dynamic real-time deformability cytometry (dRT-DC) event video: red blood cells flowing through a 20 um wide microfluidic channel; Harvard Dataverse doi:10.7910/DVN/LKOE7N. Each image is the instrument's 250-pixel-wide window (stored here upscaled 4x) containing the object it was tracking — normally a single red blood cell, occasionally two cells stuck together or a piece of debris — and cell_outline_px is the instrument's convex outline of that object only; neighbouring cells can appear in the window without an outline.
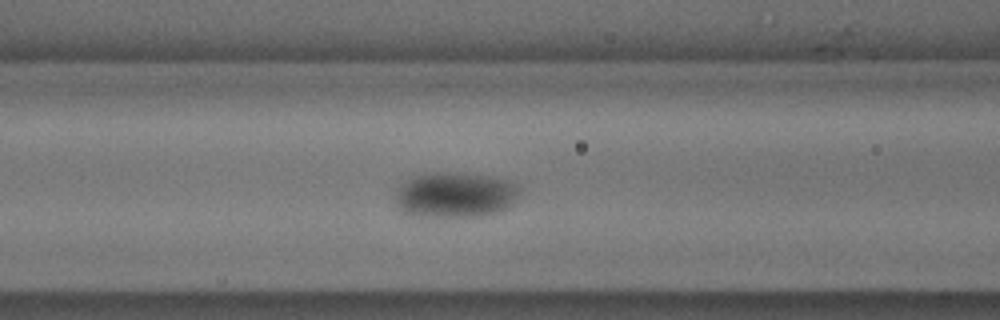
{"species": "common noctule bat (a hibernating species)", "species_latin": "Nyctalus noctula", "temperature_condition": "cold", "stored_images_in_passage": 37, "camera_frame_rate_fps": 3000, "um_per_image_px": 0.085, "animal": {"sex": "male", "body_mass_g": 18.8}, "frame": {"image": 1, "passage_image": 6, "time_ms": 1.667, "image_size_px": [1000, 320], "cell_outline_px": [[520, 192], [516, 200], [508, 208], [496, 212], [480, 216], [428, 216], [404, 212], [396, 204], [396, 188], [400, 184], [416, 176], [436, 172], [456, 172], [496, 176], [508, 180], [516, 184], [520, 188]], "centroid_in_image_um": [38.75, 16.54], "position_along_channel_um": 127.9, "area_um2": 32.89}}
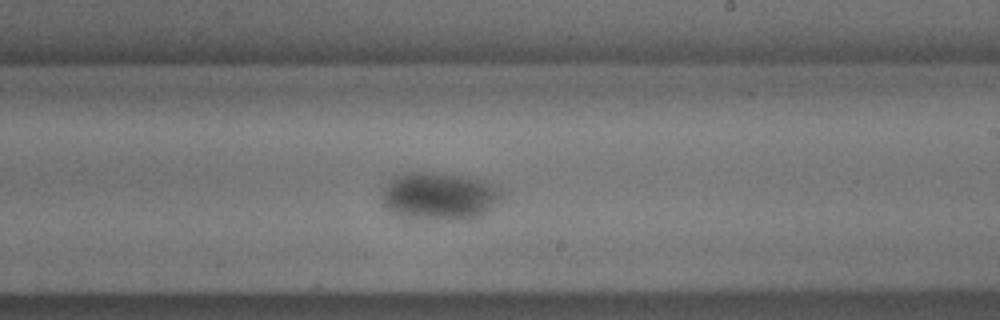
{"frame": {"image": 2, "passage_image": 16, "time_ms": 5.0, "image_size_px": [1000, 320], "cell_outline_px": [[504, 196], [492, 208], [480, 216], [444, 220], [400, 216], [388, 212], [380, 204], [380, 196], [384, 184], [392, 176], [404, 172], [432, 172], [460, 176], [484, 180], [500, 188], [504, 192]], "centroid_in_image_um": [37.26, 16.66], "position_along_channel_um": 251.7, "area_um2": 33.87}}
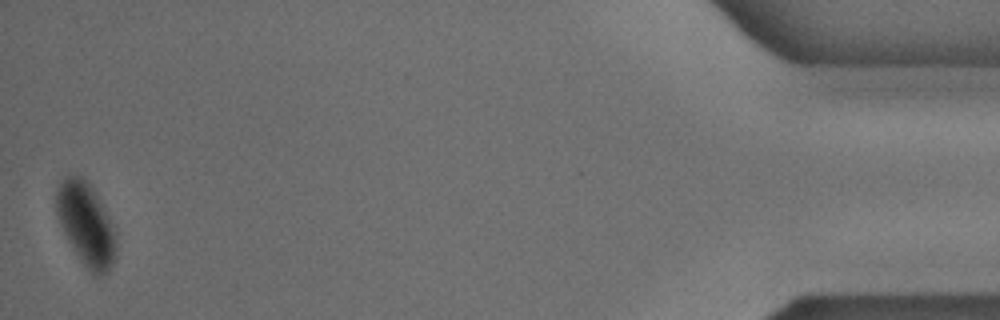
{"frame": {"image": 3, "passage_image": 37, "time_ms": 12.0, "image_size_px": [1000, 320], "cell_outline_px": [[116, 260], [108, 272], [104, 276], [96, 276], [84, 264], [72, 248], [60, 224], [56, 212], [56, 192], [60, 184], [68, 176], [80, 176], [96, 192], [104, 204], [116, 224]], "centroid_in_image_um": [7.39, 19.09], "position_along_channel_um": 427.8, "area_um2": 29.25}}